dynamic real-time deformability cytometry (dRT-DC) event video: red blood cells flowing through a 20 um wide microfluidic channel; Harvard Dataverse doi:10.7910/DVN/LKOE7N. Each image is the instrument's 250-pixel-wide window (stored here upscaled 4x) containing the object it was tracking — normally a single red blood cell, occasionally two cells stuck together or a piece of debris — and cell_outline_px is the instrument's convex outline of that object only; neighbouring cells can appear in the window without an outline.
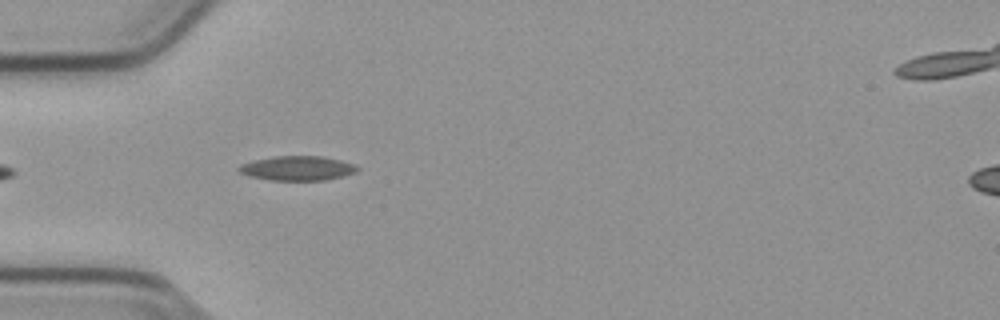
{"species": "common noctule bat (a hibernating species)", "species_latin": "Nyctalus noctula", "temperature_condition": "cold", "stored_images_in_passage": 7, "camera_frame_rate_fps": 3000, "um_per_image_px": 0.085, "animal": {"sex": "male", "body_mass_g": 23.1, "forearm_length_mm": 52.7}, "frame": {"image": 1, "passage_image": 4, "time_ms": 1.0, "image_size_px": [1000, 320], "cell_outline_px": [[360, 168], [356, 172], [344, 176], [324, 180], [268, 180], [248, 176], [240, 172], [236, 168], [240, 164], [256, 160], [276, 156], [320, 156], [340, 160], [352, 164]], "centroid_in_image_um": [25.26, 14.31], "position_along_channel_um": 59.7, "area_um2": 16.82}}
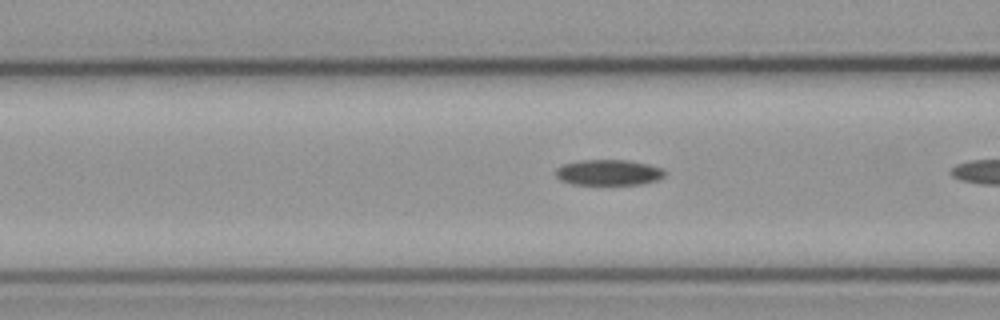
{"frame": {"image": 2, "passage_image": 6, "time_ms": 1.667, "image_size_px": [1000, 320], "cell_outline_px": [[664, 176], [656, 180], [640, 184], [572, 184], [560, 180], [556, 176], [556, 168], [564, 164], [580, 160], [628, 160], [648, 164], [664, 168]], "centroid_in_image_um": [51.72, 14.65], "position_along_channel_um": 114.9, "area_um2": 16.24}}